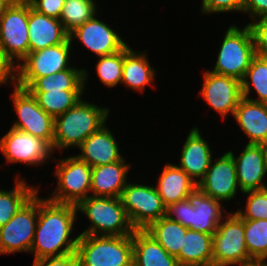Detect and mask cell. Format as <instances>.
I'll return each mask as SVG.
<instances>
[{"instance_id": "29", "label": "cell", "mask_w": 267, "mask_h": 266, "mask_svg": "<svg viewBox=\"0 0 267 266\" xmlns=\"http://www.w3.org/2000/svg\"><path fill=\"white\" fill-rule=\"evenodd\" d=\"M21 175L15 177L12 189H0V227L4 226L37 192ZM1 187V186H0Z\"/></svg>"}, {"instance_id": "35", "label": "cell", "mask_w": 267, "mask_h": 266, "mask_svg": "<svg viewBox=\"0 0 267 266\" xmlns=\"http://www.w3.org/2000/svg\"><path fill=\"white\" fill-rule=\"evenodd\" d=\"M98 79L107 88L121 84L123 72V49L106 56L98 57L95 64Z\"/></svg>"}, {"instance_id": "33", "label": "cell", "mask_w": 267, "mask_h": 266, "mask_svg": "<svg viewBox=\"0 0 267 266\" xmlns=\"http://www.w3.org/2000/svg\"><path fill=\"white\" fill-rule=\"evenodd\" d=\"M95 0H65L59 20L70 34L77 27L98 14Z\"/></svg>"}, {"instance_id": "34", "label": "cell", "mask_w": 267, "mask_h": 266, "mask_svg": "<svg viewBox=\"0 0 267 266\" xmlns=\"http://www.w3.org/2000/svg\"><path fill=\"white\" fill-rule=\"evenodd\" d=\"M244 239L249 256L254 260H267V220H244Z\"/></svg>"}, {"instance_id": "30", "label": "cell", "mask_w": 267, "mask_h": 266, "mask_svg": "<svg viewBox=\"0 0 267 266\" xmlns=\"http://www.w3.org/2000/svg\"><path fill=\"white\" fill-rule=\"evenodd\" d=\"M188 228L177 221L172 220L167 215L152 222L145 231L150 234L165 251L176 257L182 247L183 236Z\"/></svg>"}, {"instance_id": "11", "label": "cell", "mask_w": 267, "mask_h": 266, "mask_svg": "<svg viewBox=\"0 0 267 266\" xmlns=\"http://www.w3.org/2000/svg\"><path fill=\"white\" fill-rule=\"evenodd\" d=\"M120 199L135 230H145L152 222L167 215V207L154 185L129 181Z\"/></svg>"}, {"instance_id": "12", "label": "cell", "mask_w": 267, "mask_h": 266, "mask_svg": "<svg viewBox=\"0 0 267 266\" xmlns=\"http://www.w3.org/2000/svg\"><path fill=\"white\" fill-rule=\"evenodd\" d=\"M10 100L17 114L14 129L45 140L51 147L54 141V118L47 114L26 89L14 86Z\"/></svg>"}, {"instance_id": "21", "label": "cell", "mask_w": 267, "mask_h": 266, "mask_svg": "<svg viewBox=\"0 0 267 266\" xmlns=\"http://www.w3.org/2000/svg\"><path fill=\"white\" fill-rule=\"evenodd\" d=\"M29 52L62 44L69 39L59 19L48 17L34 10L29 3L28 19Z\"/></svg>"}, {"instance_id": "19", "label": "cell", "mask_w": 267, "mask_h": 266, "mask_svg": "<svg viewBox=\"0 0 267 266\" xmlns=\"http://www.w3.org/2000/svg\"><path fill=\"white\" fill-rule=\"evenodd\" d=\"M201 130L195 125L187 133L181 146L178 167L184 170L198 184L206 174L213 159L210 142L202 137Z\"/></svg>"}, {"instance_id": "31", "label": "cell", "mask_w": 267, "mask_h": 266, "mask_svg": "<svg viewBox=\"0 0 267 266\" xmlns=\"http://www.w3.org/2000/svg\"><path fill=\"white\" fill-rule=\"evenodd\" d=\"M241 86L242 97L267 104V57L256 55L252 59ZM252 90L256 92V98L251 96Z\"/></svg>"}, {"instance_id": "26", "label": "cell", "mask_w": 267, "mask_h": 266, "mask_svg": "<svg viewBox=\"0 0 267 266\" xmlns=\"http://www.w3.org/2000/svg\"><path fill=\"white\" fill-rule=\"evenodd\" d=\"M133 266H180L176 257L165 249L145 230L132 234Z\"/></svg>"}, {"instance_id": "38", "label": "cell", "mask_w": 267, "mask_h": 266, "mask_svg": "<svg viewBox=\"0 0 267 266\" xmlns=\"http://www.w3.org/2000/svg\"><path fill=\"white\" fill-rule=\"evenodd\" d=\"M252 31L256 55L267 57V16L247 23Z\"/></svg>"}, {"instance_id": "15", "label": "cell", "mask_w": 267, "mask_h": 266, "mask_svg": "<svg viewBox=\"0 0 267 266\" xmlns=\"http://www.w3.org/2000/svg\"><path fill=\"white\" fill-rule=\"evenodd\" d=\"M202 74L203 86L199 91L200 96L223 121L228 115L233 116L242 98L241 81L234 77L213 73L209 69Z\"/></svg>"}, {"instance_id": "9", "label": "cell", "mask_w": 267, "mask_h": 266, "mask_svg": "<svg viewBox=\"0 0 267 266\" xmlns=\"http://www.w3.org/2000/svg\"><path fill=\"white\" fill-rule=\"evenodd\" d=\"M73 46L69 38L62 44L29 52L16 67L15 85L26 89L36 78L72 68L74 65L70 60Z\"/></svg>"}, {"instance_id": "17", "label": "cell", "mask_w": 267, "mask_h": 266, "mask_svg": "<svg viewBox=\"0 0 267 266\" xmlns=\"http://www.w3.org/2000/svg\"><path fill=\"white\" fill-rule=\"evenodd\" d=\"M197 186L207 196L222 203L233 200L240 188L237 182L236 164L232 155L227 151L215 160L213 157L205 177Z\"/></svg>"}, {"instance_id": "23", "label": "cell", "mask_w": 267, "mask_h": 266, "mask_svg": "<svg viewBox=\"0 0 267 266\" xmlns=\"http://www.w3.org/2000/svg\"><path fill=\"white\" fill-rule=\"evenodd\" d=\"M123 158L111 164L92 167L91 195L102 197H120L129 182L128 173L131 164Z\"/></svg>"}, {"instance_id": "22", "label": "cell", "mask_w": 267, "mask_h": 266, "mask_svg": "<svg viewBox=\"0 0 267 266\" xmlns=\"http://www.w3.org/2000/svg\"><path fill=\"white\" fill-rule=\"evenodd\" d=\"M148 59L147 50L136 51L128 43L123 48L121 84L134 92H140V94H144L147 86H155L157 72Z\"/></svg>"}, {"instance_id": "27", "label": "cell", "mask_w": 267, "mask_h": 266, "mask_svg": "<svg viewBox=\"0 0 267 266\" xmlns=\"http://www.w3.org/2000/svg\"><path fill=\"white\" fill-rule=\"evenodd\" d=\"M213 235L187 230L180 253L176 256L180 266H212Z\"/></svg>"}, {"instance_id": "44", "label": "cell", "mask_w": 267, "mask_h": 266, "mask_svg": "<svg viewBox=\"0 0 267 266\" xmlns=\"http://www.w3.org/2000/svg\"><path fill=\"white\" fill-rule=\"evenodd\" d=\"M261 146V149L263 151V156H264V163L267 169V141L259 144Z\"/></svg>"}, {"instance_id": "6", "label": "cell", "mask_w": 267, "mask_h": 266, "mask_svg": "<svg viewBox=\"0 0 267 266\" xmlns=\"http://www.w3.org/2000/svg\"><path fill=\"white\" fill-rule=\"evenodd\" d=\"M220 43L217 61L209 71L234 77L242 81L256 56L254 38L248 24L242 28L237 24L230 25L224 32Z\"/></svg>"}, {"instance_id": "28", "label": "cell", "mask_w": 267, "mask_h": 266, "mask_svg": "<svg viewBox=\"0 0 267 266\" xmlns=\"http://www.w3.org/2000/svg\"><path fill=\"white\" fill-rule=\"evenodd\" d=\"M89 72L87 69L72 68L62 70L56 74L36 78L27 88L28 92H47L55 90H85Z\"/></svg>"}, {"instance_id": "13", "label": "cell", "mask_w": 267, "mask_h": 266, "mask_svg": "<svg viewBox=\"0 0 267 266\" xmlns=\"http://www.w3.org/2000/svg\"><path fill=\"white\" fill-rule=\"evenodd\" d=\"M39 193L40 191L0 227V255L30 253L38 220Z\"/></svg>"}, {"instance_id": "2", "label": "cell", "mask_w": 267, "mask_h": 266, "mask_svg": "<svg viewBox=\"0 0 267 266\" xmlns=\"http://www.w3.org/2000/svg\"><path fill=\"white\" fill-rule=\"evenodd\" d=\"M82 99L72 108L54 118L53 152L78 148L92 133L107 123L109 107L97 106ZM56 151V152H55Z\"/></svg>"}, {"instance_id": "8", "label": "cell", "mask_w": 267, "mask_h": 266, "mask_svg": "<svg viewBox=\"0 0 267 266\" xmlns=\"http://www.w3.org/2000/svg\"><path fill=\"white\" fill-rule=\"evenodd\" d=\"M56 163L54 171L56 188L49 193L48 199L57 203L77 205L91 195L92 167L76 155L63 159L53 158Z\"/></svg>"}, {"instance_id": "41", "label": "cell", "mask_w": 267, "mask_h": 266, "mask_svg": "<svg viewBox=\"0 0 267 266\" xmlns=\"http://www.w3.org/2000/svg\"><path fill=\"white\" fill-rule=\"evenodd\" d=\"M11 80V81H10ZM16 80V67L5 57L0 50V86L8 85L15 86Z\"/></svg>"}, {"instance_id": "24", "label": "cell", "mask_w": 267, "mask_h": 266, "mask_svg": "<svg viewBox=\"0 0 267 266\" xmlns=\"http://www.w3.org/2000/svg\"><path fill=\"white\" fill-rule=\"evenodd\" d=\"M233 118L247 136L246 144L259 145L267 141V104L242 97Z\"/></svg>"}, {"instance_id": "43", "label": "cell", "mask_w": 267, "mask_h": 266, "mask_svg": "<svg viewBox=\"0 0 267 266\" xmlns=\"http://www.w3.org/2000/svg\"><path fill=\"white\" fill-rule=\"evenodd\" d=\"M14 0H0V19Z\"/></svg>"}, {"instance_id": "42", "label": "cell", "mask_w": 267, "mask_h": 266, "mask_svg": "<svg viewBox=\"0 0 267 266\" xmlns=\"http://www.w3.org/2000/svg\"><path fill=\"white\" fill-rule=\"evenodd\" d=\"M243 13L249 15L252 21L267 16V0H245Z\"/></svg>"}, {"instance_id": "3", "label": "cell", "mask_w": 267, "mask_h": 266, "mask_svg": "<svg viewBox=\"0 0 267 266\" xmlns=\"http://www.w3.org/2000/svg\"><path fill=\"white\" fill-rule=\"evenodd\" d=\"M90 223L79 235H132V226L120 197L88 196L76 205Z\"/></svg>"}, {"instance_id": "39", "label": "cell", "mask_w": 267, "mask_h": 266, "mask_svg": "<svg viewBox=\"0 0 267 266\" xmlns=\"http://www.w3.org/2000/svg\"><path fill=\"white\" fill-rule=\"evenodd\" d=\"M37 12L48 17L60 18L65 0H27Z\"/></svg>"}, {"instance_id": "4", "label": "cell", "mask_w": 267, "mask_h": 266, "mask_svg": "<svg viewBox=\"0 0 267 266\" xmlns=\"http://www.w3.org/2000/svg\"><path fill=\"white\" fill-rule=\"evenodd\" d=\"M225 211V212H224ZM227 209L222 202L207 196L198 186L186 199L171 204L167 216L192 231L213 235Z\"/></svg>"}, {"instance_id": "7", "label": "cell", "mask_w": 267, "mask_h": 266, "mask_svg": "<svg viewBox=\"0 0 267 266\" xmlns=\"http://www.w3.org/2000/svg\"><path fill=\"white\" fill-rule=\"evenodd\" d=\"M244 233V220L228 211L213 234L212 266H252Z\"/></svg>"}, {"instance_id": "5", "label": "cell", "mask_w": 267, "mask_h": 266, "mask_svg": "<svg viewBox=\"0 0 267 266\" xmlns=\"http://www.w3.org/2000/svg\"><path fill=\"white\" fill-rule=\"evenodd\" d=\"M78 266H133L132 235H79Z\"/></svg>"}, {"instance_id": "36", "label": "cell", "mask_w": 267, "mask_h": 266, "mask_svg": "<svg viewBox=\"0 0 267 266\" xmlns=\"http://www.w3.org/2000/svg\"><path fill=\"white\" fill-rule=\"evenodd\" d=\"M247 199L243 208H238L235 212L243 220H267V188L243 192ZM247 195V196H246Z\"/></svg>"}, {"instance_id": "45", "label": "cell", "mask_w": 267, "mask_h": 266, "mask_svg": "<svg viewBox=\"0 0 267 266\" xmlns=\"http://www.w3.org/2000/svg\"><path fill=\"white\" fill-rule=\"evenodd\" d=\"M252 266H267V260H258L255 261Z\"/></svg>"}, {"instance_id": "25", "label": "cell", "mask_w": 267, "mask_h": 266, "mask_svg": "<svg viewBox=\"0 0 267 266\" xmlns=\"http://www.w3.org/2000/svg\"><path fill=\"white\" fill-rule=\"evenodd\" d=\"M159 174L154 186L167 208L186 199L197 187L195 181L175 163L167 162Z\"/></svg>"}, {"instance_id": "40", "label": "cell", "mask_w": 267, "mask_h": 266, "mask_svg": "<svg viewBox=\"0 0 267 266\" xmlns=\"http://www.w3.org/2000/svg\"><path fill=\"white\" fill-rule=\"evenodd\" d=\"M32 266H78L77 254L70 253L62 256L44 257L33 261Z\"/></svg>"}, {"instance_id": "1", "label": "cell", "mask_w": 267, "mask_h": 266, "mask_svg": "<svg viewBox=\"0 0 267 266\" xmlns=\"http://www.w3.org/2000/svg\"><path fill=\"white\" fill-rule=\"evenodd\" d=\"M76 205L57 203L38 196V220L30 250L34 261L76 253L79 234L72 232L78 218Z\"/></svg>"}, {"instance_id": "10", "label": "cell", "mask_w": 267, "mask_h": 266, "mask_svg": "<svg viewBox=\"0 0 267 266\" xmlns=\"http://www.w3.org/2000/svg\"><path fill=\"white\" fill-rule=\"evenodd\" d=\"M29 2L14 0L0 19V50L15 66L29 54Z\"/></svg>"}, {"instance_id": "16", "label": "cell", "mask_w": 267, "mask_h": 266, "mask_svg": "<svg viewBox=\"0 0 267 266\" xmlns=\"http://www.w3.org/2000/svg\"><path fill=\"white\" fill-rule=\"evenodd\" d=\"M69 38L71 42L78 40L97 57L114 54L128 44L117 30L98 19L97 14L72 31Z\"/></svg>"}, {"instance_id": "20", "label": "cell", "mask_w": 267, "mask_h": 266, "mask_svg": "<svg viewBox=\"0 0 267 266\" xmlns=\"http://www.w3.org/2000/svg\"><path fill=\"white\" fill-rule=\"evenodd\" d=\"M119 147L114 133L104 124L82 142L77 148L81 152L75 155L91 167L101 166L121 161L124 158Z\"/></svg>"}, {"instance_id": "14", "label": "cell", "mask_w": 267, "mask_h": 266, "mask_svg": "<svg viewBox=\"0 0 267 266\" xmlns=\"http://www.w3.org/2000/svg\"><path fill=\"white\" fill-rule=\"evenodd\" d=\"M0 151L5 163L13 165L23 163L26 166L39 167L54 158L53 149L45 140L12 127L0 137Z\"/></svg>"}, {"instance_id": "37", "label": "cell", "mask_w": 267, "mask_h": 266, "mask_svg": "<svg viewBox=\"0 0 267 266\" xmlns=\"http://www.w3.org/2000/svg\"><path fill=\"white\" fill-rule=\"evenodd\" d=\"M202 15H212L218 13L243 12L245 0H200Z\"/></svg>"}, {"instance_id": "32", "label": "cell", "mask_w": 267, "mask_h": 266, "mask_svg": "<svg viewBox=\"0 0 267 266\" xmlns=\"http://www.w3.org/2000/svg\"><path fill=\"white\" fill-rule=\"evenodd\" d=\"M85 90H55L47 92H29L38 105L53 118L74 107L85 94Z\"/></svg>"}, {"instance_id": "18", "label": "cell", "mask_w": 267, "mask_h": 266, "mask_svg": "<svg viewBox=\"0 0 267 266\" xmlns=\"http://www.w3.org/2000/svg\"><path fill=\"white\" fill-rule=\"evenodd\" d=\"M244 147L238 156L232 150L227 149L236 164V176L240 194L246 191L267 188V184L265 183L267 169L261 146L246 144Z\"/></svg>"}]
</instances>
